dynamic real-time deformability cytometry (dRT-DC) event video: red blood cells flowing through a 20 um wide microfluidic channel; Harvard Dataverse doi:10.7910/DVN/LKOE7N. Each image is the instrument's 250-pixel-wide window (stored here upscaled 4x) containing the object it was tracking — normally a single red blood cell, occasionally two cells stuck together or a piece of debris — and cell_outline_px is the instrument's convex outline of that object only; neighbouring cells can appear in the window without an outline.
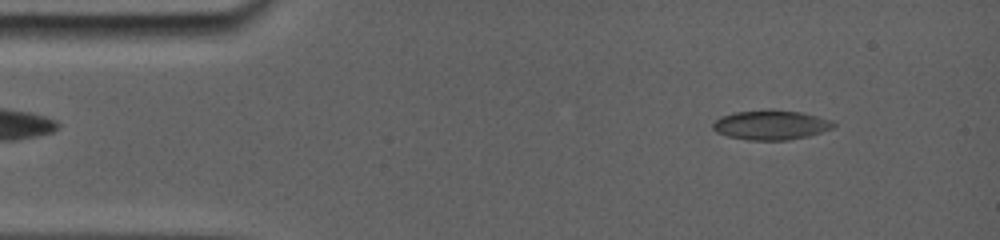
{"species": "common noctule bat (a hibernating species)", "species_latin": "Nyctalus noctula", "temperature_condition": "room temperature", "stored_images_in_passage": 51, "camera_frame_rate_fps": 5000, "um_per_image_px": 0.085, "animal": {"sex": "female", "body_mass_g": 19.0, "forearm_length_mm": 56.7}, "frame": {"image": 1, "passage_image": 3, "time_ms": 1.0, "image_size_px": [1000, 240], "cell_outline_px": [[836, 124], [820, 132], [804, 136], [780, 140], [764, 140], [732, 136], [716, 132], [712, 128], [712, 124], [716, 120], [724, 116], [736, 112], [800, 112]], "centroid_in_image_um": [65.44, 10.64], "position_along_channel_um": 19.6, "area_um2": 18.84}}
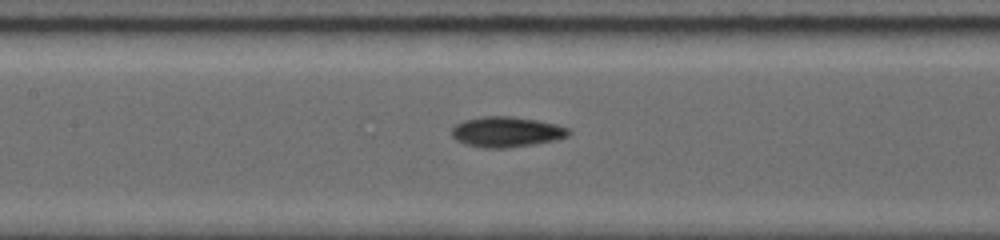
{"frame": {"image": 2, "passage_image": 22, "time_ms": 6.6, "image_size_px": [1000, 240], "cell_outline_px": [[568, 136], [552, 140], [528, 144], [500, 148], [492, 148], [468, 144], [452, 136], [452, 128], [456, 124], [464, 120], [484, 116], [508, 116], [536, 120], [556, 124], [568, 128]], "centroid_in_image_um": [43.03, 11.18], "position_along_channel_um": 164.4, "area_um2": 19.88}}
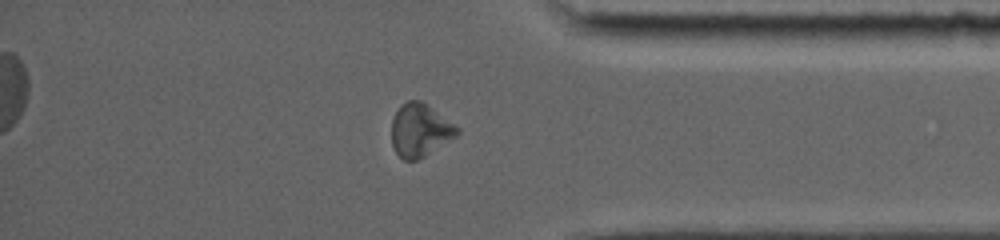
{"frame": {"image": 3, "passage_image": 42, "time_ms": 12.8, "image_size_px": [1000, 240], "cell_outline_px": [[460, 132], [456, 136], [424, 156], [416, 160], [404, 160], [396, 152], [392, 144], [392, 120], [400, 104], [408, 100], [420, 100], [460, 128]], "centroid_in_image_um": [35.68, 11.06], "position_along_channel_um": 399.5, "area_um2": 19.94}, "authors_computed_cell_mechanics": {"area_um2": 19.4786, "velocity_mm_per_s": 3.8754, "shape_relaxation_time_tau1_ms": 3.6116, "shape_relaxation_time_tau2_ms": 3.7042, "deformation_change_tau1": 0.133, "deformation_change_tau2": 0.1179}}